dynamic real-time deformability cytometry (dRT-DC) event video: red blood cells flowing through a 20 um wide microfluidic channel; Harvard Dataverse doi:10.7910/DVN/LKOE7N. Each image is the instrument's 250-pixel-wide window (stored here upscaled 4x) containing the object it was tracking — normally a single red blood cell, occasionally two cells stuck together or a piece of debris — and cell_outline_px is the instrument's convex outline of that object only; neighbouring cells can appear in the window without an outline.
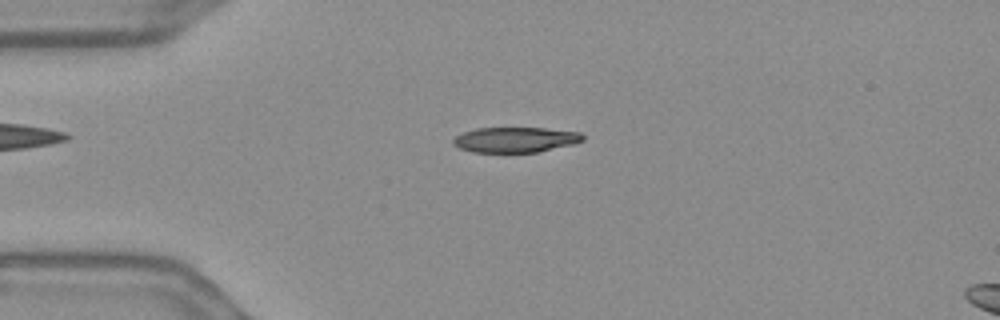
{"species": "Egyptian fruit bat (a non-hibernating species)", "species_latin": "Rousettus aegyptiacus", "temperature_condition": "warm", "stored_images_in_passage": 55, "camera_frame_rate_fps": 3000, "um_per_image_px": 0.085, "frame": {"image": 1, "passage_image": 13, "time_ms": 4.0, "image_size_px": [1000, 320], "cell_outline_px": [[584, 140], [576, 144], [536, 152], [472, 152], [460, 148], [452, 144], [452, 140], [456, 136], [464, 132], [476, 128], [544, 128], [580, 132], [584, 136]], "centroid_in_image_um": [43.82, 11.87], "position_along_channel_um": 41.2, "area_um2": 19.13}}
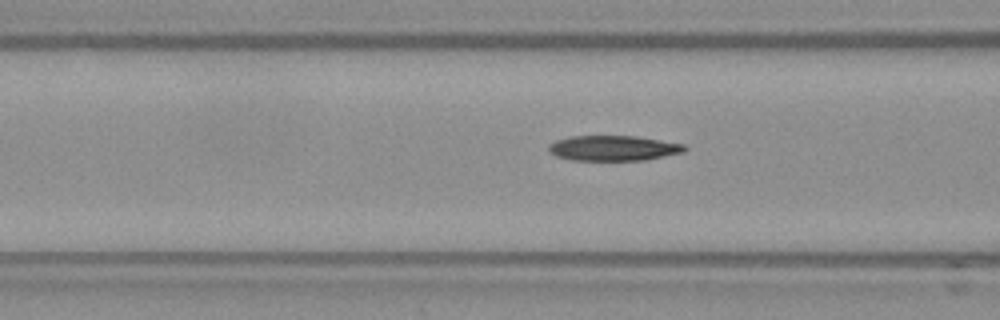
{"frame": {"image": 2, "passage_image": 21, "time_ms": 6.667, "image_size_px": [1000, 320], "cell_outline_px": [[688, 148], [684, 152], [644, 160], [572, 160], [556, 156], [548, 152], [548, 144], [556, 140], [568, 136], [636, 136], [684, 144]], "centroid_in_image_um": [52.1, 12.59], "position_along_channel_um": 114.5, "area_um2": 20.06}}
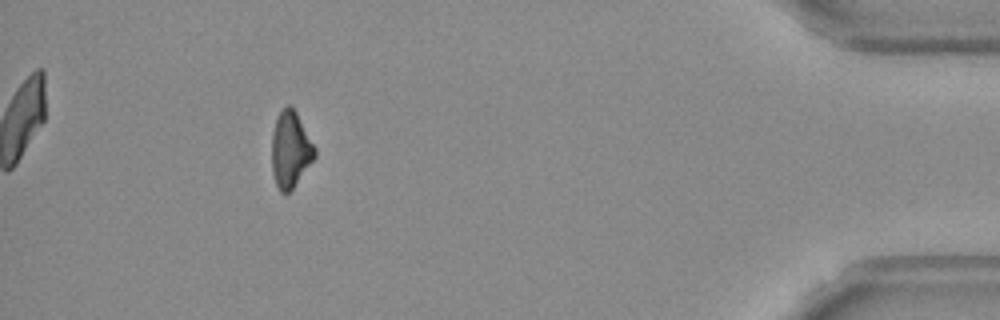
{"frame": {"image": 3, "passage_image": 50, "time_ms": 16.333, "image_size_px": [1000, 320], "cell_outline_px": [[316, 156], [292, 188], [288, 192], [280, 192], [276, 184], [272, 172], [272, 132], [276, 120], [280, 112], [288, 104], [296, 112], [316, 148]], "centroid_in_image_um": [24.68, 12.71], "position_along_channel_um": 410.5, "area_um2": 18.73}, "authors_computed_cell_mechanics": {"area_um2": 19.9988, "velocity_mm_per_s": 3.672, "shape_relaxation_time_tau1_ms": 10.2884, "shape_relaxation_time_tau2_ms": null, "deformation_change_tau1": 0.2423, "deformation_change_tau2": null}}